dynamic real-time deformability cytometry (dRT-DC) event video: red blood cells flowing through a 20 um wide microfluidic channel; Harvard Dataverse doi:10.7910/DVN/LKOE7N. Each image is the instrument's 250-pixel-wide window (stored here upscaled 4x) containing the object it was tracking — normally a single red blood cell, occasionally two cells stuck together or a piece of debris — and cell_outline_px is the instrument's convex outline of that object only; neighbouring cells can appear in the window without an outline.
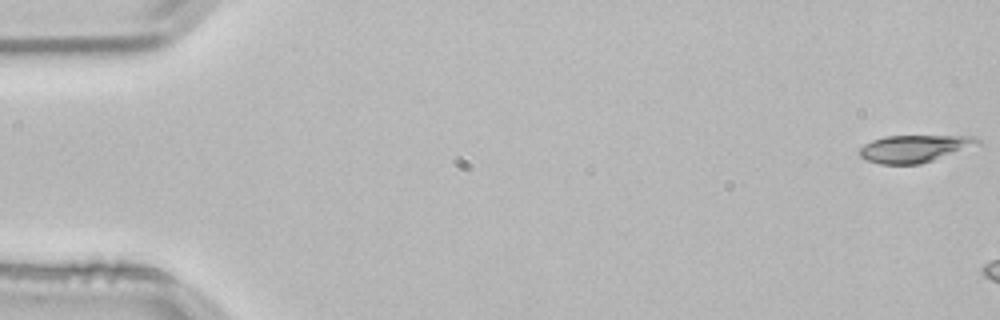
{"species": "common noctule bat (a hibernating species)", "species_latin": "Nyctalus noctula", "temperature_condition": "room temperature", "stored_images_in_passage": 10, "camera_frame_rate_fps": 3000, "um_per_image_px": 0.085, "animal": {"sex": "male", "body_mass_g": 21.5, "forearm_length_mm": 52.0}, "frame": {"image": 1, "passage_image": 1, "time_ms": 0.0, "image_size_px": [1000, 320], "cell_outline_px": [[984, 144], [920, 164], [880, 164], [864, 160], [860, 156], [860, 148], [864, 144], [872, 140], [884, 136], [972, 136], [980, 140]], "centroid_in_image_um": [77.75, 12.63], "position_along_channel_um": 7.2, "area_um2": 18.96}}